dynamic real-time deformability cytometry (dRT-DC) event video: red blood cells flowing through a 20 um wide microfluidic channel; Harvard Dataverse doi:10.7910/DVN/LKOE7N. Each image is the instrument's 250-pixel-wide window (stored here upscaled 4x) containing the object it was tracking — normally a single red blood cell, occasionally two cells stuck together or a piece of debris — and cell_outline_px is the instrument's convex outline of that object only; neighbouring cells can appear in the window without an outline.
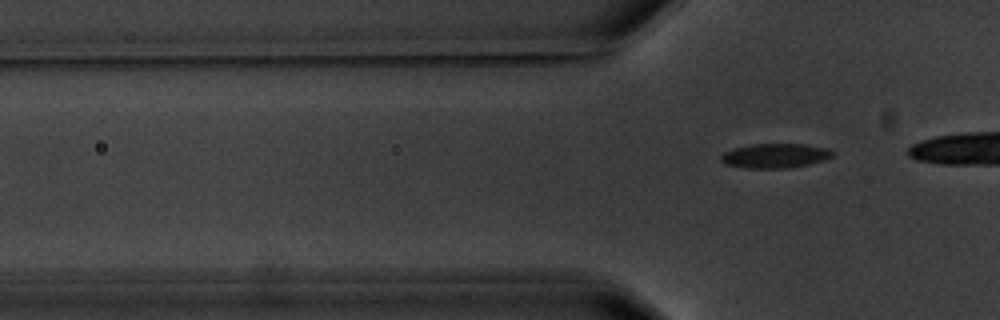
{"species": "common noctule bat (a hibernating species)", "species_latin": "Nyctalus noctula", "temperature_condition": "warm", "stored_images_in_passage": 7, "camera_frame_rate_fps": 3000, "um_per_image_px": 0.085, "animal": {"sex": "male", "body_mass_g": 20.1, "forearm_length_mm": 53.5}, "frame": {"image": 1, "passage_image": 7, "time_ms": 8.0, "image_size_px": [1000, 320], "cell_outline_px": [[832, 156], [824, 160], [808, 164], [788, 168], [748, 168], [724, 164], [720, 160], [720, 156], [724, 152], [732, 148], [752, 144], [804, 144], [828, 148], [832, 152]], "centroid_in_image_um": [65.84, 13.23], "position_along_channel_um": 60.0, "area_um2": 15.9}}